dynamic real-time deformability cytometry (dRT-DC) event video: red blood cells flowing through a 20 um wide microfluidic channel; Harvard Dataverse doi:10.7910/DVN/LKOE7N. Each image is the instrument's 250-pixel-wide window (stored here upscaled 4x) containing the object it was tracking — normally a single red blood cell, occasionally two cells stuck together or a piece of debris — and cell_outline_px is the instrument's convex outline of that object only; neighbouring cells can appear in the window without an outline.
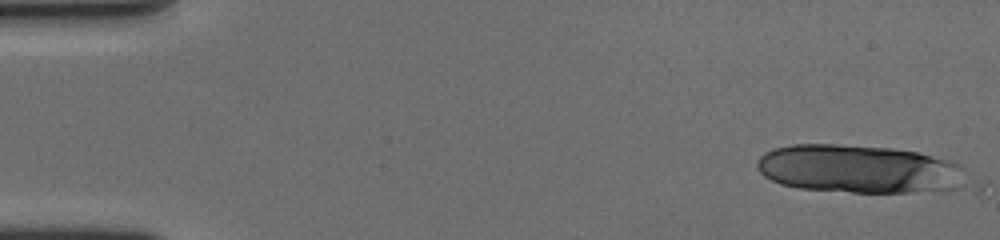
{"species": "human", "species_latin": "Homo sapiens", "temperature_condition": "cold", "stored_images_in_passage": 17, "camera_frame_rate_fps": 3000, "um_per_image_px": 0.085, "donor": {"sex": "female"}, "frame": {"image": 1, "passage_image": 1, "time_ms": 0.0, "image_size_px": [1000, 240], "cell_outline_px": [[964, 168], [960, 188], [912, 192], [852, 192], [796, 188], [780, 184], [764, 176], [756, 168], [756, 160], [764, 152], [772, 148], [792, 144], [840, 144], [892, 148], [920, 152], [952, 160], [960, 164]], "centroid_in_image_um": [72.96, 14.35], "position_along_channel_um": 12.0, "area_um2": 59.25}}